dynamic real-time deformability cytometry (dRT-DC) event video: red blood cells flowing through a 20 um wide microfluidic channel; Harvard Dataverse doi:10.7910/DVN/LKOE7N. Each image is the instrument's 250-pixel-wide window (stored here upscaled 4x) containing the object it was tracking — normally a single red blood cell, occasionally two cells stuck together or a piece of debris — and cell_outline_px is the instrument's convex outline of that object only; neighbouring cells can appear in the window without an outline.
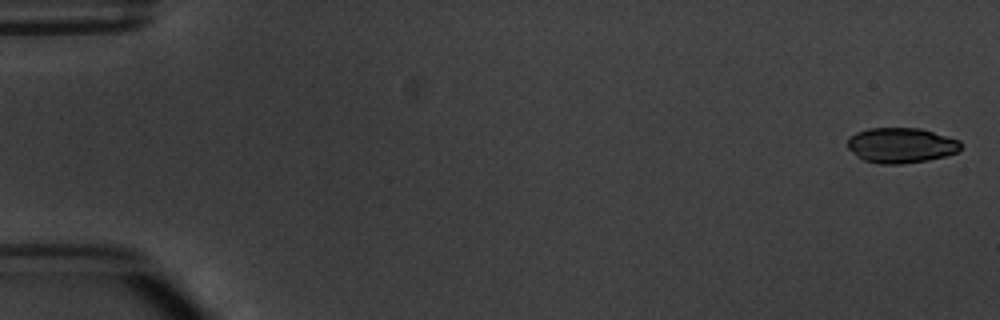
{"species": "common noctule bat (a hibernating species)", "species_latin": "Nyctalus noctula", "temperature_condition": "warm", "stored_images_in_passage": 6, "camera_frame_rate_fps": 3000, "um_per_image_px": 0.085, "animal": {"sex": "male", "body_mass_g": 20.1, "forearm_length_mm": 53.5}, "frame": {"image": 1, "passage_image": 1, "time_ms": 0.0, "image_size_px": [1000, 320], "cell_outline_px": [[964, 144], [960, 152], [928, 160], [900, 164], [880, 164], [864, 160], [856, 156], [848, 148], [848, 140], [856, 132], [868, 128], [920, 128], [960, 140]], "centroid_in_image_um": [76.63, 12.35], "position_along_channel_um": 8.4, "area_um2": 23.41}}
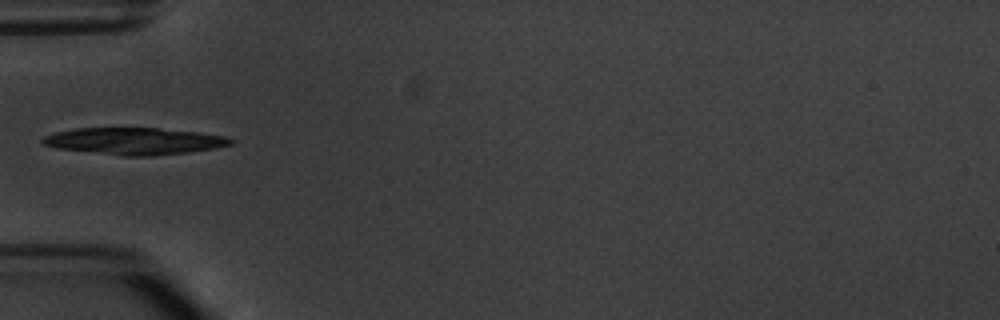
{"frame": {"image": 2, "passage_image": 5, "time_ms": 5.667, "image_size_px": [1000, 320], "cell_outline_px": [[236, 140], [232, 144], [216, 148], [188, 152], [152, 156], [124, 156], [56, 148], [44, 144], [40, 140], [44, 136], [56, 132], [76, 128], [160, 128], [196, 132], [224, 136]], "centroid_in_image_um": [11.43, 11.99], "position_along_channel_um": 73.6, "area_um2": 29.42}}